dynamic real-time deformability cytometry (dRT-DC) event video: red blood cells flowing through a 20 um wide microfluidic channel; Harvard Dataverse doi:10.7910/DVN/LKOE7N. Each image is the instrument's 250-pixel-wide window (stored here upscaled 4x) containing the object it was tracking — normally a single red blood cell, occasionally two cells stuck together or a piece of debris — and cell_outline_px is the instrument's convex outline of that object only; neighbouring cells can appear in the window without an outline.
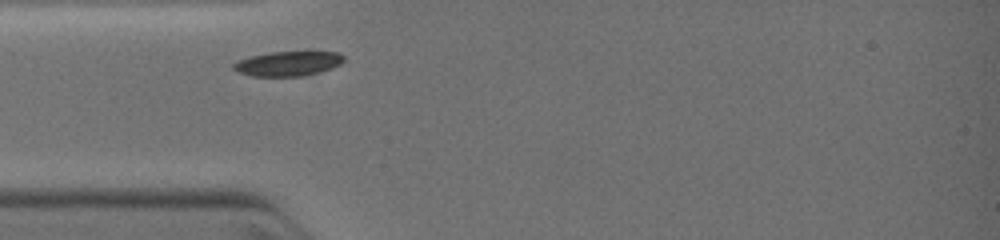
{"species": "common noctule bat (a hibernating species)", "species_latin": "Nyctalus noctula", "temperature_condition": "warm", "stored_images_in_passage": 21, "camera_frame_rate_fps": 3000, "um_per_image_px": 0.085, "animal": {"sex": "female", "body_mass_g": 19.0, "forearm_length_mm": 51.5}, "frame": {"image": 1, "passage_image": 1, "time_ms": 0.0, "image_size_px": [1000, 240], "cell_outline_px": [[344, 60], [340, 64], [332, 68], [320, 72], [304, 76], [252, 76], [240, 72], [232, 68], [232, 64], [236, 60], [252, 56], [272, 52], [336, 52], [344, 56]], "centroid_in_image_um": [24.47, 5.41], "position_along_channel_um": 60.5, "area_um2": 15.78}}
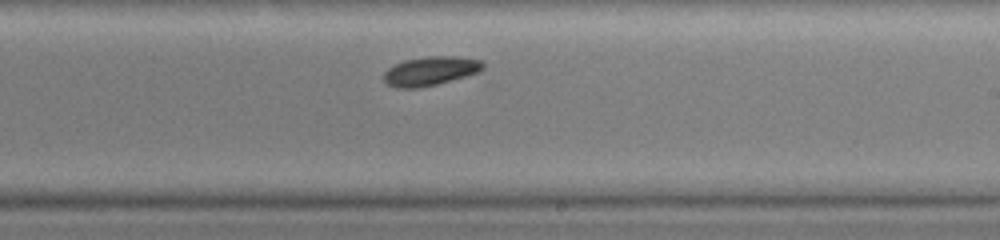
{"frame": {"image": 2, "passage_image": 12, "time_ms": 4.0, "image_size_px": [1000, 240], "cell_outline_px": [[484, 68], [480, 72], [436, 84], [420, 88], [396, 88], [388, 84], [384, 80], [384, 72], [388, 68], [404, 60], [428, 56], [456, 56], [484, 60]], "centroid_in_image_um": [36.62, 6.03], "position_along_channel_um": 252.4, "area_um2": 16.82}}
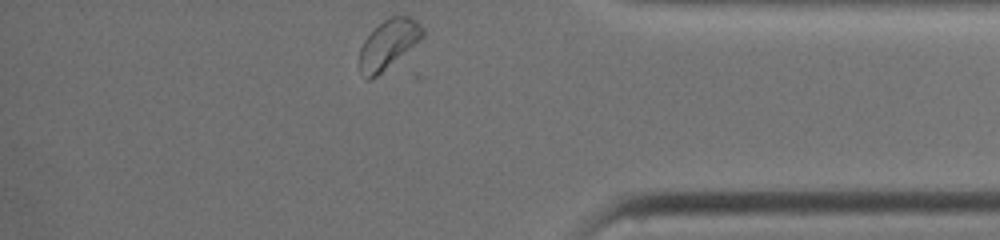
{"frame": {"image": 3, "passage_image": 21, "time_ms": 7.333, "image_size_px": [1000, 240], "cell_outline_px": [[424, 36], [420, 40], [376, 76], [368, 80], [360, 68], [360, 48], [364, 40], [384, 20], [392, 16], [408, 16], [416, 20], [424, 28]], "centroid_in_image_um": [33.04, 3.72], "position_along_channel_um": 402.2, "area_um2": 17.4}}